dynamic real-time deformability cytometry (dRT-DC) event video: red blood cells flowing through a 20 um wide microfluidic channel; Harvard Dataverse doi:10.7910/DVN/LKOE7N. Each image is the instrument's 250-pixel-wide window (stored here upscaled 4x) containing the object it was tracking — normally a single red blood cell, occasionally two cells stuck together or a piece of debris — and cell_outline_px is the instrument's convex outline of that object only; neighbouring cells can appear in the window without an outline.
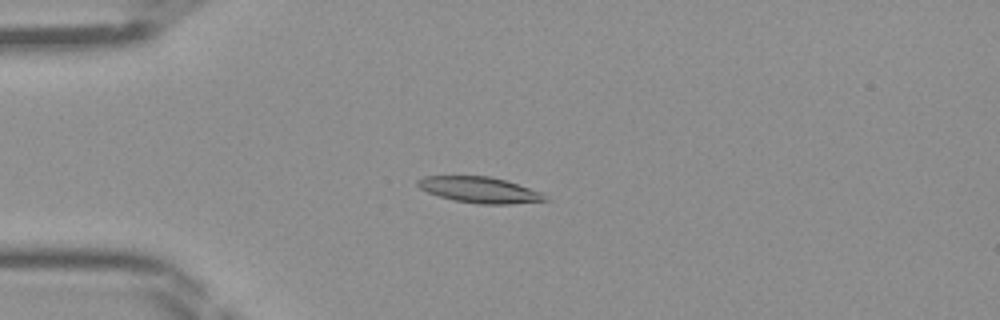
{"species": "Egyptian fruit bat (a non-hibernating species)", "species_latin": "Rousettus aegyptiacus", "temperature_condition": "room temperature", "stored_images_in_passage": 46, "camera_frame_rate_fps": 3000, "um_per_image_px": 0.085, "frame": {"image": 1, "passage_image": 12, "time_ms": 3.667, "image_size_px": [1000, 320], "cell_outline_px": [[552, 200], [512, 204], [480, 204], [456, 200], [440, 196], [428, 192], [420, 188], [416, 184], [416, 180], [424, 176], [488, 176], [504, 180], [544, 192]], "centroid_in_image_um": [40.83, 16.14], "position_along_channel_um": 44.2, "area_um2": 19.31}}
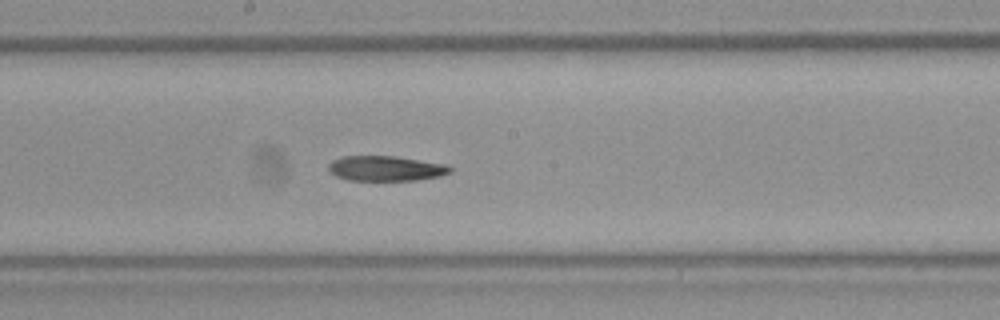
{"frame": {"image": 2, "passage_image": 25, "time_ms": 8.0, "image_size_px": [1000, 320], "cell_outline_px": [[452, 172], [440, 176], [416, 180], [348, 180], [336, 176], [328, 172], [328, 164], [332, 160], [340, 156], [396, 156], [448, 164], [452, 168]], "centroid_in_image_um": [32.79, 14.31], "position_along_channel_um": 215.4, "area_um2": 18.03}}
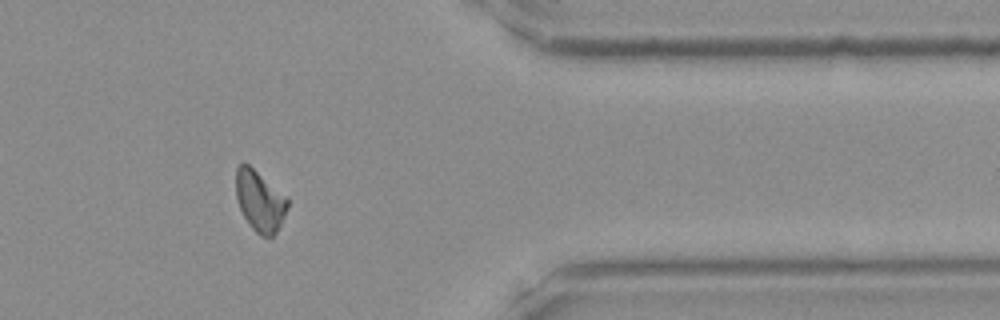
{"frame": {"image": 3, "passage_image": 38, "time_ms": 12.333, "image_size_px": [1000, 320], "cell_outline_px": [[288, 208], [276, 232], [272, 236], [260, 236], [248, 224], [240, 208], [236, 196], [236, 168], [240, 164], [248, 164], [288, 196]], "centroid_in_image_um": [22.1, 17.07], "position_along_channel_um": 389.3, "area_um2": 18.26}}